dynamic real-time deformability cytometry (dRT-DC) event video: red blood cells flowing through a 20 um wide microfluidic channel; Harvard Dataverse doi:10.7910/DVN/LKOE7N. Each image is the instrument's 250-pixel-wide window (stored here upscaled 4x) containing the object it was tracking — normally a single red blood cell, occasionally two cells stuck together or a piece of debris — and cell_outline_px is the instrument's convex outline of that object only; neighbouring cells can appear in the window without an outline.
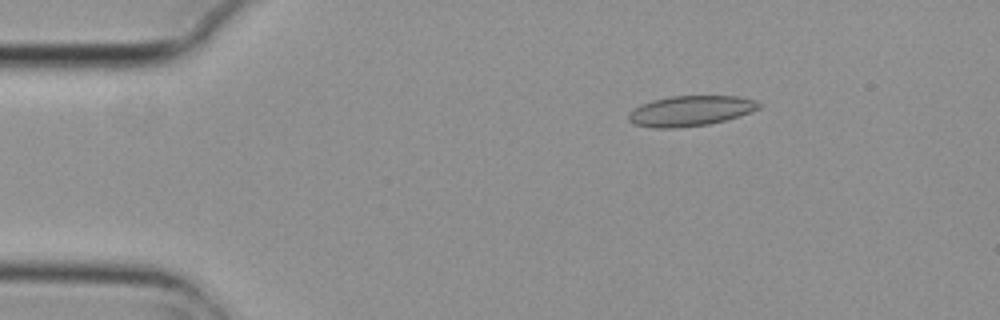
{"species": "common noctule bat (a hibernating species)", "species_latin": "Nyctalus noctula", "temperature_condition": "cold", "stored_images_in_passage": 4, "camera_frame_rate_fps": 3000, "um_per_image_px": 0.085, "animal": {"sex": "female", "body_mass_g": 29.2, "forearm_length_mm": 56.3}, "frame": {"image": 1, "passage_image": 1, "time_ms": 0.0, "image_size_px": [1000, 320], "cell_outline_px": [[764, 104], [760, 108], [752, 112], [740, 116], [708, 124], [672, 128], [656, 128], [632, 124], [628, 120], [628, 116], [636, 108], [652, 100], [672, 96], [740, 96], [756, 100]], "centroid_in_image_um": [58.76, 9.42], "position_along_channel_um": 26.2, "area_um2": 22.95}}